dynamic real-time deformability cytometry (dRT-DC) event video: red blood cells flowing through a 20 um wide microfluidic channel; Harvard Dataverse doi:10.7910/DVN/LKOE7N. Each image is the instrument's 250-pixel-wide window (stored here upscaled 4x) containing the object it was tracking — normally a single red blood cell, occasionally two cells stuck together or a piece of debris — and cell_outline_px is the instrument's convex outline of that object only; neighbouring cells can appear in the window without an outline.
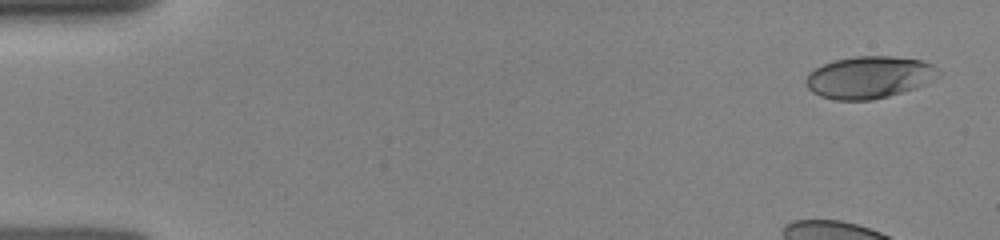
{"species": "human", "species_latin": "Homo sapiens", "temperature_condition": "room temperature", "stored_images_in_passage": 27, "camera_frame_rate_fps": 3000, "um_per_image_px": 0.085, "donor": {"sex": "female"}, "frame": {"image": 1, "passage_image": 1, "time_ms": 0.0, "image_size_px": [1000, 240], "cell_outline_px": [[940, 76], [928, 84], [916, 88], [888, 96], [872, 100], [836, 100], [820, 96], [812, 92], [804, 84], [804, 80], [808, 72], [832, 60], [852, 56], [892, 56], [920, 60], [932, 64], [940, 72]], "centroid_in_image_um": [73.87, 6.57], "position_along_channel_um": 11.1, "area_um2": 32.95}}